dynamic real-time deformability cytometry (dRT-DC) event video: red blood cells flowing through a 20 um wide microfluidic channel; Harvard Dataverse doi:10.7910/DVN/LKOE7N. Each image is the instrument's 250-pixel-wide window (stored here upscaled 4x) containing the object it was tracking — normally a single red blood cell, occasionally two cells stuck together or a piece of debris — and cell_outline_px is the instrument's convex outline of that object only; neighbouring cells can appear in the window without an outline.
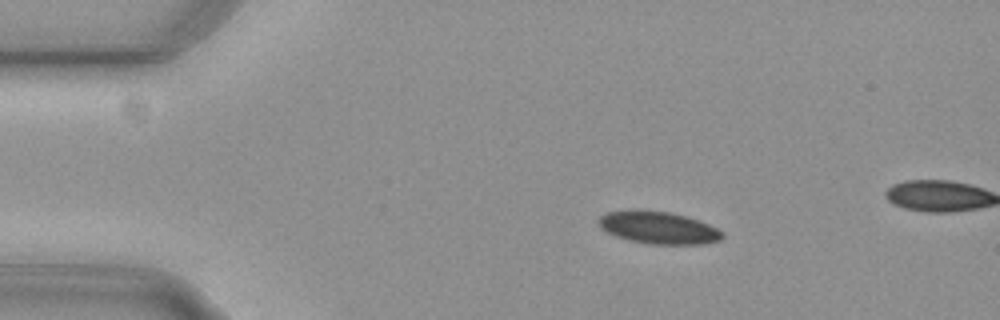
{"species": "common noctule bat (a hibernating species)", "species_latin": "Nyctalus noctula", "temperature_condition": "cold", "stored_images_in_passage": 8, "camera_frame_rate_fps": 3000, "um_per_image_px": 0.085, "animal": {"sex": "female", "body_mass_g": 29.2, "forearm_length_mm": 56.3}, "frame": {"image": 1, "passage_image": 1, "time_ms": 0.0, "image_size_px": [1000, 320], "cell_outline_px": [[724, 236], [720, 240], [704, 244], [648, 244], [628, 240], [616, 236], [600, 228], [596, 224], [596, 220], [600, 216], [608, 212], [668, 212], [688, 216], [700, 220], [724, 232]], "centroid_in_image_um": [56.0, 19.39], "position_along_channel_um": 29.0, "area_um2": 22.95}}